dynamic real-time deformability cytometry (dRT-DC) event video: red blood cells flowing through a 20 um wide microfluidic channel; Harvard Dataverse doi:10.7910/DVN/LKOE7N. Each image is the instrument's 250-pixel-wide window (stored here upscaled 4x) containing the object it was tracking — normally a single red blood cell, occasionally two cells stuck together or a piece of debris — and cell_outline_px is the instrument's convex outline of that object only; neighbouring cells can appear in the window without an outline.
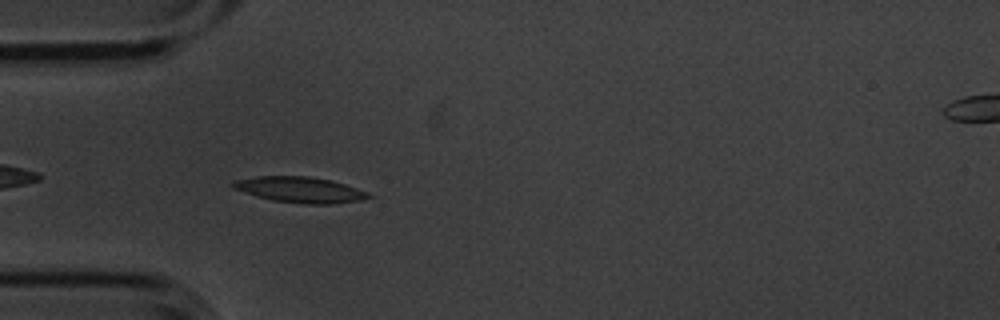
{"species": "common noctule bat (a hibernating species)", "species_latin": "Nyctalus noctula", "temperature_condition": "cold", "stored_images_in_passage": 5, "camera_frame_rate_fps": 3000, "um_per_image_px": 0.085, "animal": {"sex": "male", "body_mass_g": 20.1, "forearm_length_mm": 53.5}, "frame": {"image": 1, "passage_image": 4, "time_ms": 1.0, "image_size_px": [1000, 320], "cell_outline_px": [[372, 196], [360, 200], [332, 204], [304, 204], [272, 200], [256, 196], [232, 188], [232, 180], [256, 176], [308, 176], [328, 180], [344, 184], [368, 192]], "centroid_in_image_um": [25.45, 16.12], "position_along_channel_um": 59.6, "area_um2": 20.23}}
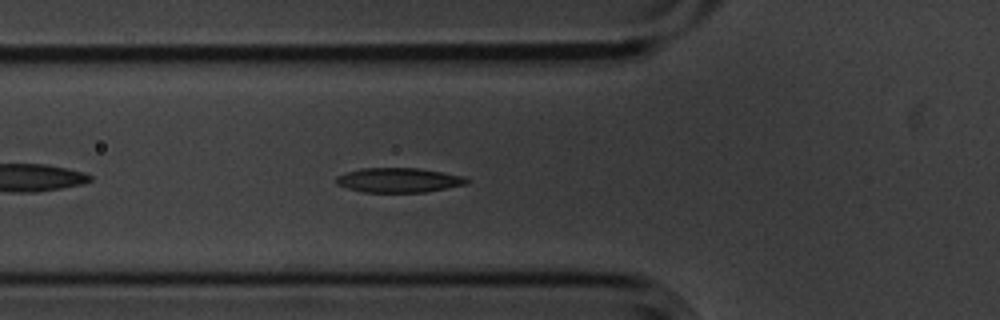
{"frame": {"image": 2, "passage_image": 5, "time_ms": 1.333, "image_size_px": [1000, 320], "cell_outline_px": [[468, 184], [428, 192], [364, 192], [348, 188], [336, 184], [336, 176], [360, 168], [420, 168], [464, 176], [468, 180]], "centroid_in_image_um": [33.91, 15.31], "position_along_channel_um": 91.9, "area_um2": 18.73}}